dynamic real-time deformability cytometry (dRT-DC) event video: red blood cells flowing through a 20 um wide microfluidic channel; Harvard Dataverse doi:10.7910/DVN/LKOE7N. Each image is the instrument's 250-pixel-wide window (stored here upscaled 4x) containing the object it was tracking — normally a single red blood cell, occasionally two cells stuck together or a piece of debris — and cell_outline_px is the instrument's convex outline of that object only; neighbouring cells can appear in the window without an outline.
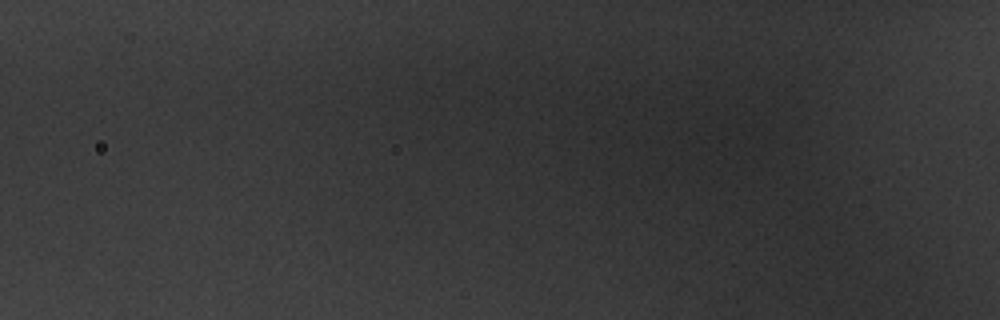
{"species": "common noctule bat (a hibernating species)", "species_latin": "Nyctalus noctula", "temperature_condition": "warm", "stored_images_in_passage": 3, "camera_frame_rate_fps": 3000, "um_per_image_px": 0.085, "animal": {"sex": "male", "body_mass_g": 20.1, "forearm_length_mm": 53.5}, "frame": {"image": 1, "passage_image": 2, "time_ms": 0.333, "image_size_px": [1000, 320], "cell_outline_px": [[792, 132], [784, 172], [772, 172], [756, 168], [728, 156], [716, 140], [716, 132], [748, 112], [788, 128]], "centroid_in_image_um": [64.29, 12.11], "position_along_channel_um": 61.5, "area_um2": 22.31}}